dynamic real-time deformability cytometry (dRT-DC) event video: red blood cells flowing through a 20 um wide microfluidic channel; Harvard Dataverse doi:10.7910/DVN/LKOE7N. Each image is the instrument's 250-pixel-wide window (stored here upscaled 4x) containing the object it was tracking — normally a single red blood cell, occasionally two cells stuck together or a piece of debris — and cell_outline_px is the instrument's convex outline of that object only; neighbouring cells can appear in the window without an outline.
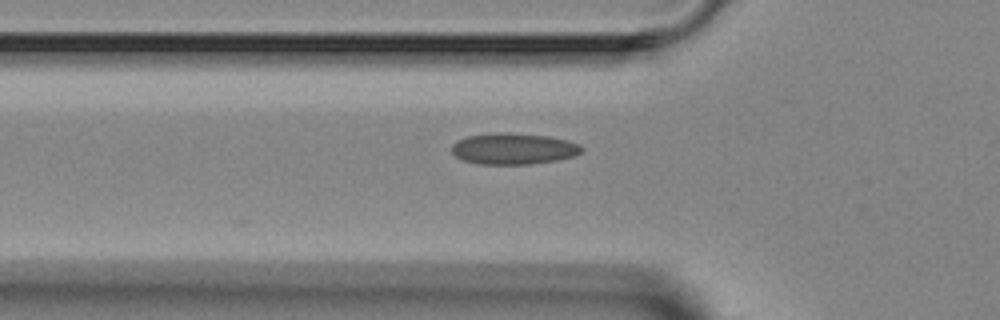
{"species": "Egyptian fruit bat (a non-hibernating species)", "species_latin": "Rousettus aegyptiacus", "temperature_condition": "room temperature", "stored_images_in_passage": 32, "camera_frame_rate_fps": 3000, "um_per_image_px": 0.085, "animal": {"sex": "female"}, "frame": {"image": 1, "passage_image": 2, "time_ms": 0.333, "image_size_px": [1000, 320], "cell_outline_px": [[584, 148], [580, 152], [572, 156], [556, 160], [532, 164], [480, 164], [464, 160], [456, 156], [452, 152], [452, 144], [468, 136], [496, 132], [508, 132], [548, 136], [568, 140], [580, 144]], "centroid_in_image_um": [43.67, 12.63], "position_along_channel_um": 82.1, "area_um2": 23.58}}
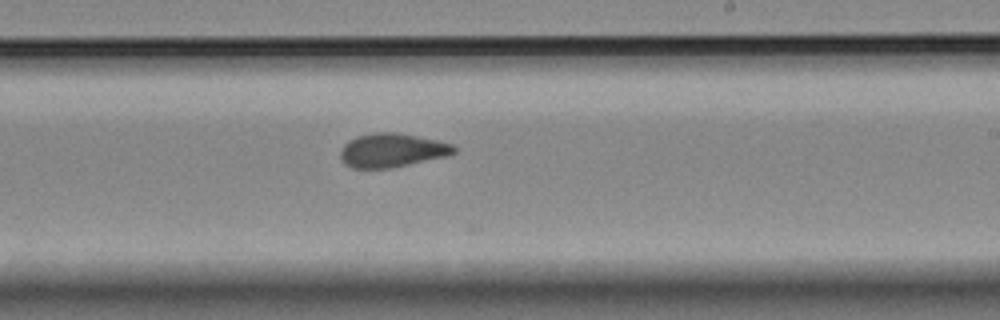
{"frame": {"image": 2, "passage_image": 14, "time_ms": 4.333, "image_size_px": [1000, 320], "cell_outline_px": [[456, 152], [448, 156], [392, 168], [352, 168], [344, 164], [340, 160], [340, 152], [344, 144], [348, 140], [356, 136], [376, 132], [396, 132], [436, 140], [452, 144], [456, 148]], "centroid_in_image_um": [33.3, 12.78], "position_along_channel_um": 255.7, "area_um2": 22.54}}
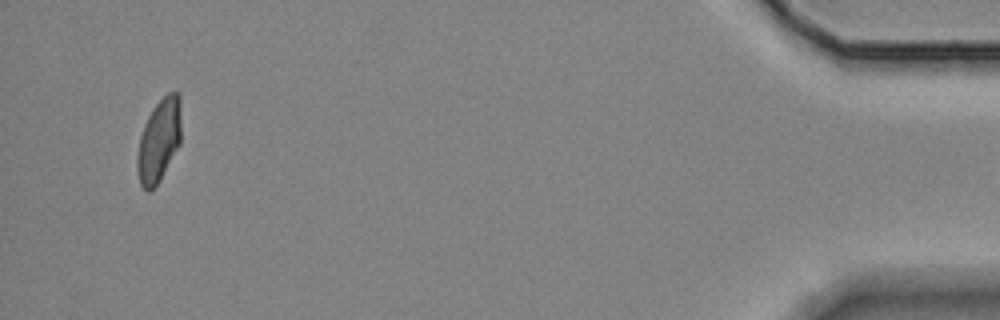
{"frame": {"image": 3, "passage_image": 31, "time_ms": 10.0, "image_size_px": [1000, 320], "cell_outline_px": [[180, 144], [160, 180], [148, 192], [140, 184], [136, 164], [136, 156], [140, 136], [144, 124], [152, 108], [168, 92], [176, 92], [180, 96]], "centroid_in_image_um": [13.5, 11.93], "position_along_channel_um": 421.7, "area_um2": 21.15}}